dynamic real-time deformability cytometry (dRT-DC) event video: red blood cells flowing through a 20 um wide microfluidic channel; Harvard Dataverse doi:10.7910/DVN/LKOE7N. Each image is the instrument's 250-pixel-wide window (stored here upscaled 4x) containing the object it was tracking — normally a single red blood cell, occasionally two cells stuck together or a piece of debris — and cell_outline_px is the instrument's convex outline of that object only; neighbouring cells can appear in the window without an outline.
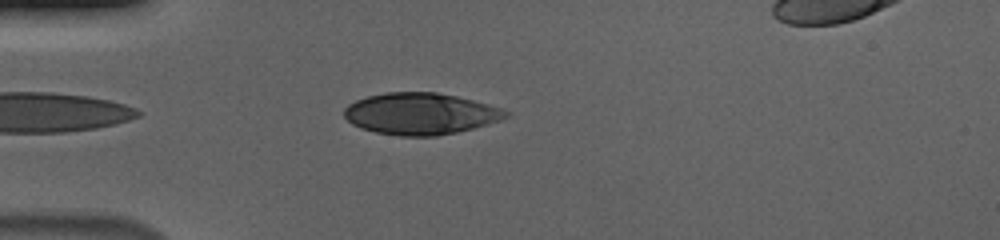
{"species": "human", "species_latin": "Homo sapiens", "temperature_condition": "cold", "stored_images_in_passage": 35, "camera_frame_rate_fps": 3000, "um_per_image_px": 0.085, "donor": {"sex": "male"}, "frame": {"image": 1, "passage_image": 3, "time_ms": 0.667, "image_size_px": [1000, 240], "cell_outline_px": [[512, 112], [508, 116], [500, 120], [488, 124], [456, 132], [436, 136], [400, 136], [376, 132], [360, 128], [352, 124], [344, 116], [344, 108], [348, 104], [356, 100], [368, 96], [384, 92], [436, 92], [456, 96], [488, 104]], "centroid_in_image_um": [35.73, 9.66], "position_along_channel_um": 49.3, "area_um2": 39.19}}
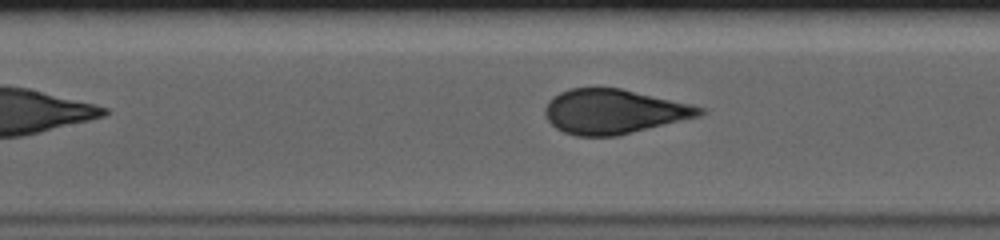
{"frame": {"image": 2, "passage_image": 13, "time_ms": 4.0, "image_size_px": [1000, 240], "cell_outline_px": [[708, 112], [700, 116], [616, 136], [576, 136], [564, 132], [556, 128], [548, 120], [544, 112], [544, 108], [548, 100], [552, 96], [568, 88], [620, 88], [692, 104], [708, 108]], "centroid_in_image_um": [52.18, 9.47], "position_along_channel_um": 155.2, "area_um2": 40.29}}
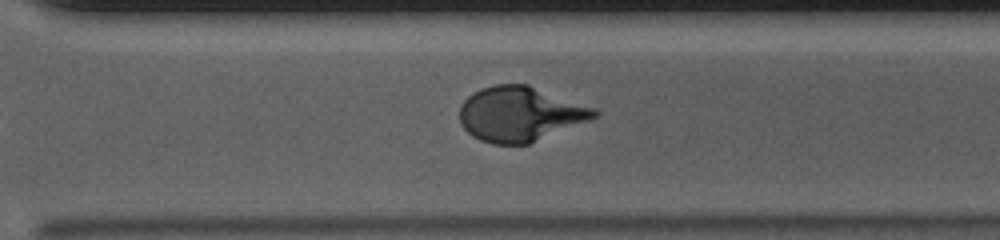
{"frame": {"image": 3, "passage_image": 27, "time_ms": 8.667, "image_size_px": [1000, 240], "cell_outline_px": [[600, 116], [528, 144], [492, 144], [480, 140], [472, 136], [460, 124], [460, 104], [468, 96], [480, 88], [496, 84], [528, 84], [596, 108], [600, 112]], "centroid_in_image_um": [44.21, 9.68], "position_along_channel_um": 326.4, "area_um2": 43.18}, "authors_computed_cell_mechanics": {"area_um2": 41.0958, "velocity_mm_per_s": 3.675, "shape_relaxation_time_tau1_ms": 4.1179, "shape_relaxation_time_tau2_ms": null, "deformation_change_tau1": 0.1979, "deformation_change_tau2": null}}